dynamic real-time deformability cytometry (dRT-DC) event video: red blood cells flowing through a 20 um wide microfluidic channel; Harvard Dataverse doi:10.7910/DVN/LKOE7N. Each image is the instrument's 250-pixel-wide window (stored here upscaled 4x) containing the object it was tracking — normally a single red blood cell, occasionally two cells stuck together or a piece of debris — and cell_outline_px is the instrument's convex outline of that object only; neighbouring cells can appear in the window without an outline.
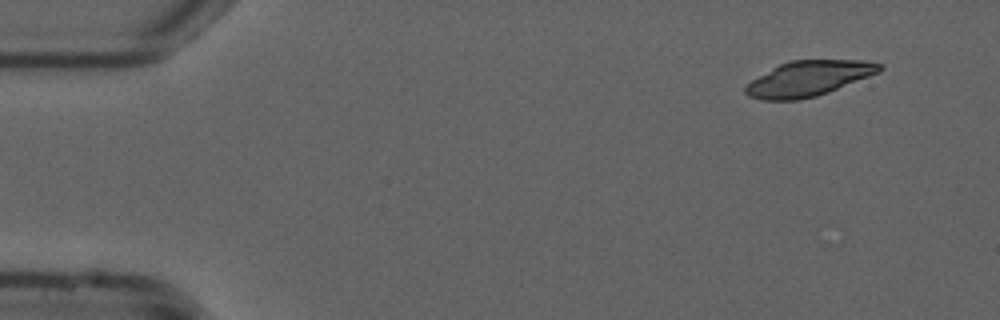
{"species": "common noctule bat (a hibernating species)", "species_latin": "Nyctalus noctula", "temperature_condition": "cold", "stored_images_in_passage": 5, "camera_frame_rate_fps": 3000, "um_per_image_px": 0.085, "animal": {"sex": "male", "forearm_length_mm": 52.5}, "frame": {"image": 1, "passage_image": 1, "time_ms": 0.0, "image_size_px": [1000, 320], "cell_outline_px": [[884, 68], [880, 72], [828, 92], [816, 96], [800, 100], [760, 100], [748, 96], [744, 92], [744, 88], [752, 80], [772, 68], [788, 60], [864, 60], [884, 64]], "centroid_in_image_um": [68.74, 6.67], "position_along_channel_um": 16.3, "area_um2": 27.57}}